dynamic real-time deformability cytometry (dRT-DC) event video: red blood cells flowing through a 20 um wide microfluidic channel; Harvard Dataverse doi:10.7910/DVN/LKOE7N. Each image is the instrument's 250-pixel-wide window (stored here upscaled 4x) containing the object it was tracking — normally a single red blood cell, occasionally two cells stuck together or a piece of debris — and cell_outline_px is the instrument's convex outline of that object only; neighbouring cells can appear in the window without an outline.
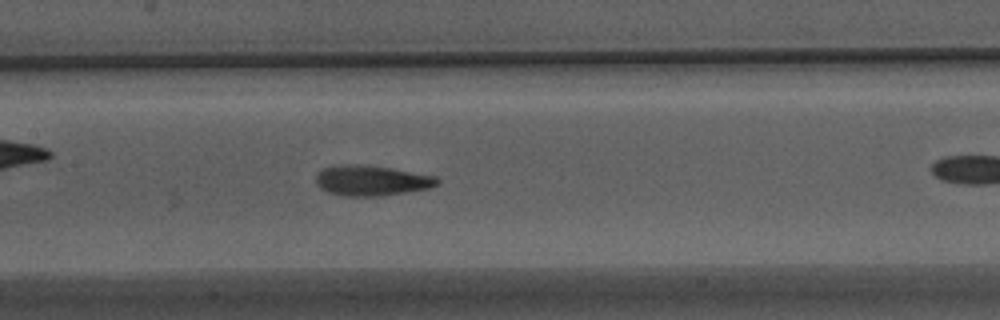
{"species": "Egyptian fruit bat (a non-hibernating species)", "species_latin": "Rousettus aegyptiacus", "temperature_condition": "warm", "stored_images_in_passage": 43, "camera_frame_rate_fps": 3000, "um_per_image_px": 0.085, "animal": {"sex": "male"}, "frame": {"image": 1, "passage_image": 25, "time_ms": 8.0, "image_size_px": [1000, 320], "cell_outline_px": [[440, 180], [436, 184], [428, 188], [384, 196], [344, 196], [328, 192], [320, 188], [316, 184], [316, 172], [324, 168], [344, 164], [356, 164], [392, 168], [436, 176]], "centroid_in_image_um": [31.55, 15.35], "position_along_channel_um": 175.8, "area_um2": 21.44}}
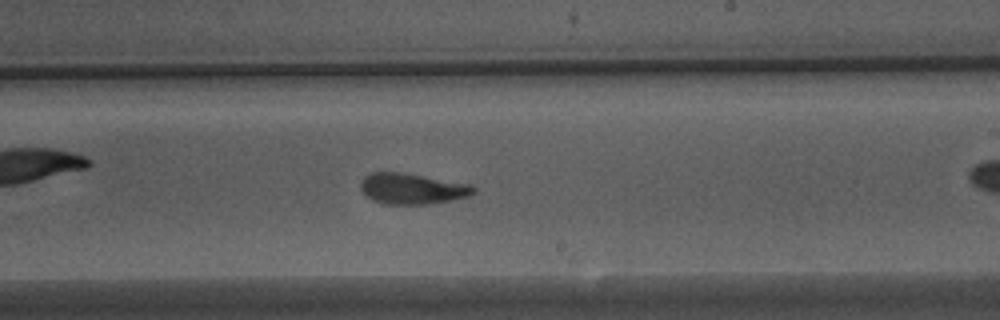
{"frame": {"image": 2, "passage_image": 31, "time_ms": 10.0, "image_size_px": [1000, 320], "cell_outline_px": [[476, 192], [468, 196], [428, 204], [384, 204], [372, 200], [360, 188], [360, 184], [364, 176], [372, 172], [400, 172], [472, 184], [476, 188]], "centroid_in_image_um": [35.03, 16.03], "position_along_channel_um": 254.0, "area_um2": 20.17}, "authors_computed_cell_mechanics": {"area_um2": 20.3456, "velocity_mm_per_s": 3.9259, "shape_relaxation_time_tau1_ms": 5.3061, "shape_relaxation_time_tau2_ms": 1.7943, "deformation_change_tau1": 0.2118, "deformation_change_tau2": 0.1012}}